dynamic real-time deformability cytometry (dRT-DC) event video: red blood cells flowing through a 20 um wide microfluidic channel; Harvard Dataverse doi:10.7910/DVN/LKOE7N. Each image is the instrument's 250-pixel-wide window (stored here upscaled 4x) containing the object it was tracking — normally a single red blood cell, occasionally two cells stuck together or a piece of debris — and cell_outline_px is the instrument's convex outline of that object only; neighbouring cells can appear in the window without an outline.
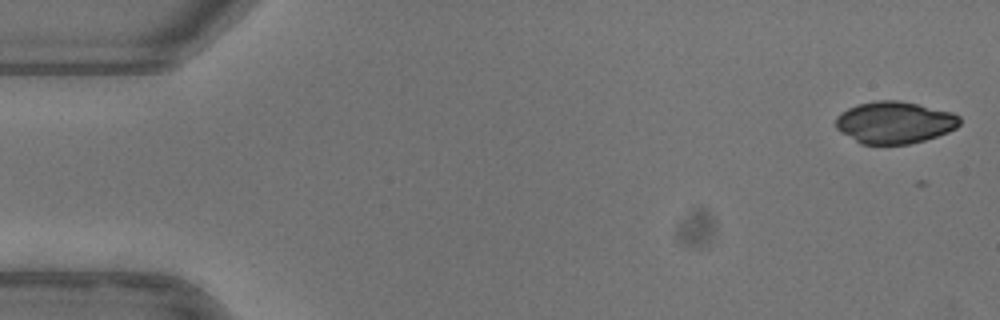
{"species": "common noctule bat (a hibernating species)", "species_latin": "Nyctalus noctula", "temperature_condition": "warm", "stored_images_in_passage": 17, "camera_frame_rate_fps": 3000, "um_per_image_px": 0.085, "animal": {"sex": "female"}, "frame": {"image": 1, "passage_image": 1, "time_ms": 0.0, "image_size_px": [1000, 320], "cell_outline_px": [[960, 124], [956, 128], [948, 132], [924, 140], [908, 144], [860, 144], [840, 132], [836, 128], [836, 116], [848, 108], [856, 104], [876, 100], [896, 100], [916, 104], [952, 112], [960, 116]], "centroid_in_image_um": [76.01, 10.41], "position_along_channel_um": 9.0, "area_um2": 30.35}}
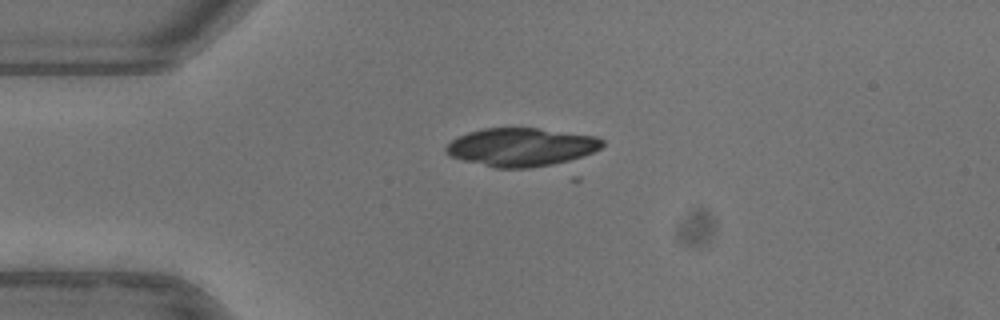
{"frame": {"image": 2, "passage_image": 12, "time_ms": 3.667, "image_size_px": [1000, 320], "cell_outline_px": [[604, 144], [600, 148], [592, 152], [568, 160], [552, 164], [528, 168], [496, 168], [464, 160], [452, 156], [444, 152], [444, 148], [452, 140], [468, 132], [484, 128], [540, 128], [596, 136], [604, 140]], "centroid_in_image_um": [44.3, 12.49], "position_along_channel_um": 40.7, "area_um2": 34.56}}